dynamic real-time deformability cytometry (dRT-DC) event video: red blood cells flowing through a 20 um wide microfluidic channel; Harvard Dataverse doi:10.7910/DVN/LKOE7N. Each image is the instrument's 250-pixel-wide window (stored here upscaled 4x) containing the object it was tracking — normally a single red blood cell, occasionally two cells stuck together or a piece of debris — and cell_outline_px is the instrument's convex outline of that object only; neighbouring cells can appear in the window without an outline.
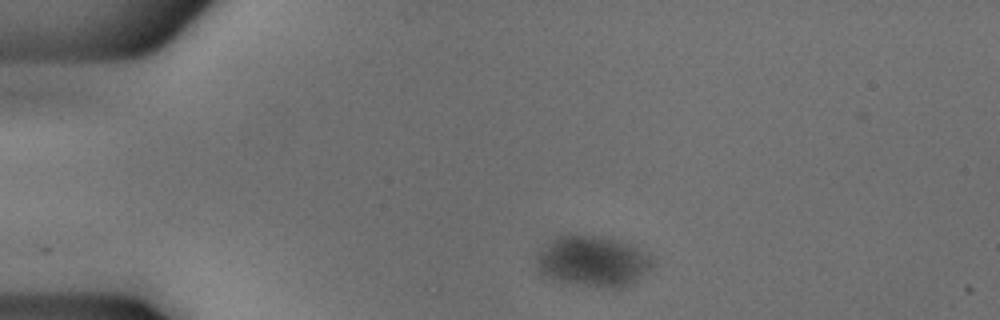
{"species": "common noctule bat (a hibernating species)", "species_latin": "Nyctalus noctula", "temperature_condition": "cold", "stored_images_in_passage": 44, "camera_frame_rate_fps": 3000, "um_per_image_px": 0.085, "animal": {"sex": "male", "body_mass_g": 18.8}, "frame": {"image": 1, "passage_image": 1, "time_ms": 0.0, "image_size_px": [1000, 320], "cell_outline_px": [[648, 268], [628, 288], [600, 288], [548, 280], [540, 276], [536, 272], [536, 264], [540, 252], [556, 236], [596, 236], [616, 240], [636, 248], [644, 256], [648, 264]], "centroid_in_image_um": [50.24, 22.28], "position_along_channel_um": 34.8, "area_um2": 33.52}}
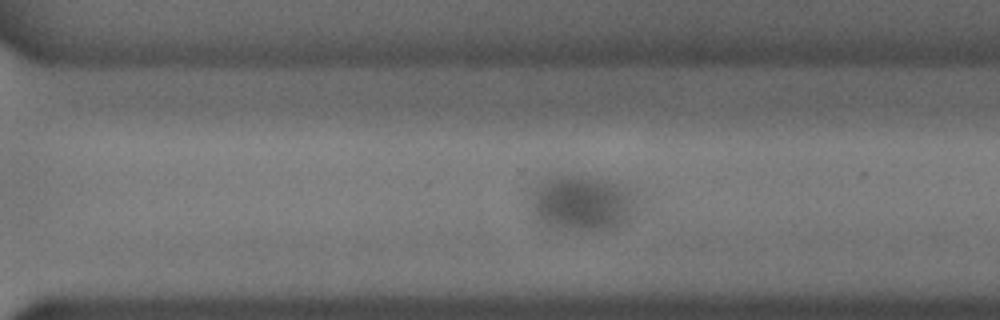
{"frame": {"image": 2, "passage_image": 28, "time_ms": 9.0, "image_size_px": [1000, 320], "cell_outline_px": [[636, 212], [628, 224], [616, 228], [596, 232], [584, 232], [560, 228], [540, 224], [532, 216], [524, 188], [540, 180], [556, 176], [580, 176], [604, 180], [616, 184], [628, 192], [632, 196], [636, 208]], "centroid_in_image_um": [49.3, 17.32], "position_along_channel_um": 321.3, "area_um2": 35.72}}
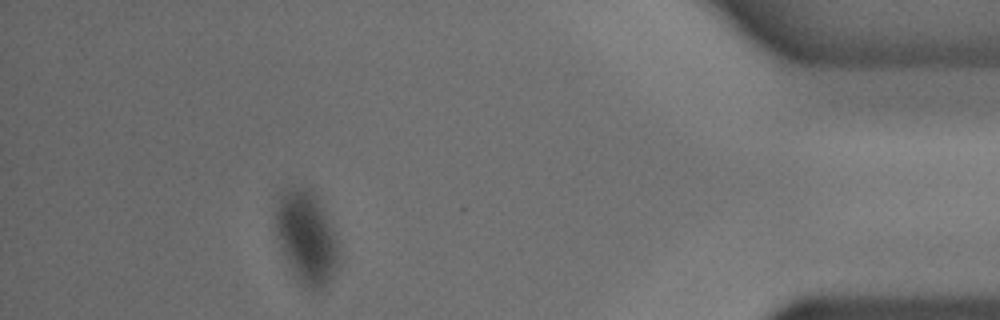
{"frame": {"image": 3, "passage_image": 39, "time_ms": 12.667, "image_size_px": [1000, 320], "cell_outline_px": [[340, 256], [336, 268], [328, 284], [324, 288], [316, 292], [312, 292], [304, 288], [288, 264], [276, 236], [276, 208], [280, 196], [284, 188], [312, 188], [320, 200], [324, 208], [336, 240], [340, 252]], "centroid_in_image_um": [26.06, 20.2], "position_along_channel_um": 409.1, "area_um2": 34.28}}